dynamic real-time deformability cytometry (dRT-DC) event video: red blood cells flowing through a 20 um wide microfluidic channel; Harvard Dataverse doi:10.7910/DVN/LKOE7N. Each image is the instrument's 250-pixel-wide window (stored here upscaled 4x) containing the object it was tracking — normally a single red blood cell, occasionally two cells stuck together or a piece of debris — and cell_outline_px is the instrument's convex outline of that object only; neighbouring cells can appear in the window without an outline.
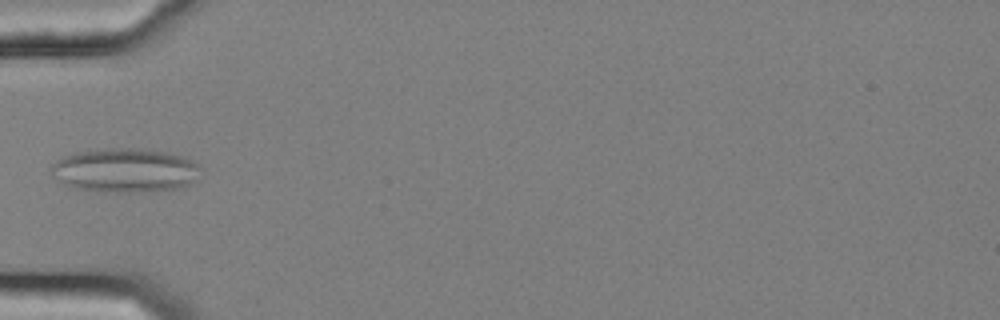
{"species": "common noctule bat (a hibernating species)", "species_latin": "Nyctalus noctula", "temperature_condition": "cold", "stored_images_in_passage": 3, "camera_frame_rate_fps": 3000, "um_per_image_px": 0.085, "animal": {"sex": "female", "body_mass_g": 25.1}, "frame": {"image": 1, "passage_image": 1, "time_ms": 0.0, "image_size_px": [1000, 320], "cell_outline_px": [[204, 168], [196, 180], [192, 184], [176, 188], [124, 192], [116, 192], [76, 188], [64, 184], [52, 176], [52, 164], [56, 160], [64, 156], [80, 152], [112, 148], [144, 148], [168, 152], [184, 156]], "centroid_in_image_um": [10.69, 14.46], "position_along_channel_um": 74.3, "area_um2": 38.21}}